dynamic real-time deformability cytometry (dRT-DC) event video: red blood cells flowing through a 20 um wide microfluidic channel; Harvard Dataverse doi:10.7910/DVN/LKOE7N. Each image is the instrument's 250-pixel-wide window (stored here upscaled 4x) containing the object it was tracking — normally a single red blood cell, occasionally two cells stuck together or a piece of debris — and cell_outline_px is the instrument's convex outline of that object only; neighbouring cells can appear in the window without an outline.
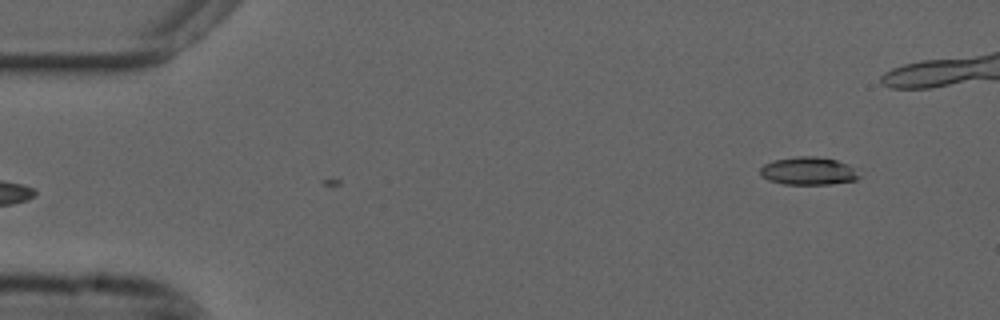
{"species": "common noctule bat (a hibernating species)", "species_latin": "Nyctalus noctula", "temperature_condition": "cold", "stored_images_in_passage": 3, "camera_frame_rate_fps": 3000, "um_per_image_px": 0.085, "animal": {"sex": "male", "forearm_length_mm": 52.5}, "frame": {"image": 1, "passage_image": 3, "time_ms": 0.667, "image_size_px": [1000, 320], "cell_outline_px": [[864, 176], [856, 180], [828, 184], [784, 184], [768, 180], [760, 176], [760, 168], [764, 164], [772, 160], [796, 156], [816, 156], [836, 160], [848, 164]], "centroid_in_image_um": [68.72, 14.53], "position_along_channel_um": 16.3, "area_um2": 16.3}}